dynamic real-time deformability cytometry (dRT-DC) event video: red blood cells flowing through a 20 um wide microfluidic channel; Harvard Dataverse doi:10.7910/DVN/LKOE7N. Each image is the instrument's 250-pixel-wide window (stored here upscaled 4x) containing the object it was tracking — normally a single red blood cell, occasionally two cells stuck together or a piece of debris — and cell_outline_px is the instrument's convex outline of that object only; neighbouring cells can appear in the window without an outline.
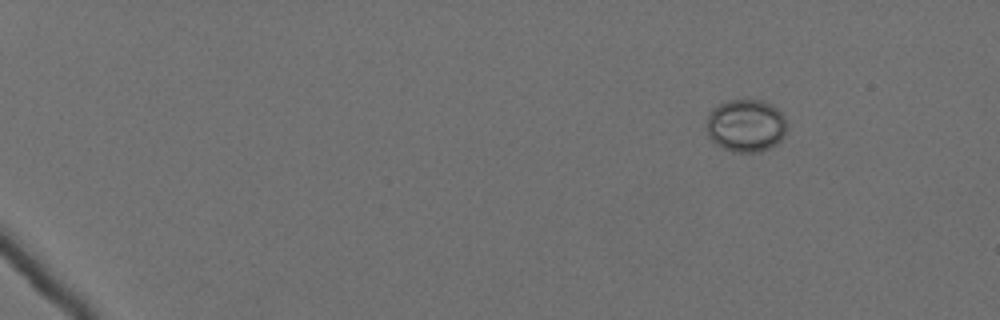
{"species": "Egyptian fruit bat (a non-hibernating species)", "species_latin": "Rousettus aegyptiacus", "temperature_condition": "cold", "stored_images_in_passage": 53, "camera_frame_rate_fps": 3000, "um_per_image_px": 0.085, "animal": {"sex": "female"}, "frame": {"image": 1, "passage_image": 1, "time_ms": 0.0, "image_size_px": [1000, 320], "cell_outline_px": [[788, 128], [784, 136], [776, 144], [760, 152], [736, 152], [724, 148], [716, 144], [708, 136], [708, 112], [712, 108], [728, 100], [764, 100], [772, 104], [784, 116]], "centroid_in_image_um": [63.43, 10.67], "position_along_channel_um": 21.6, "area_um2": 24.74}}
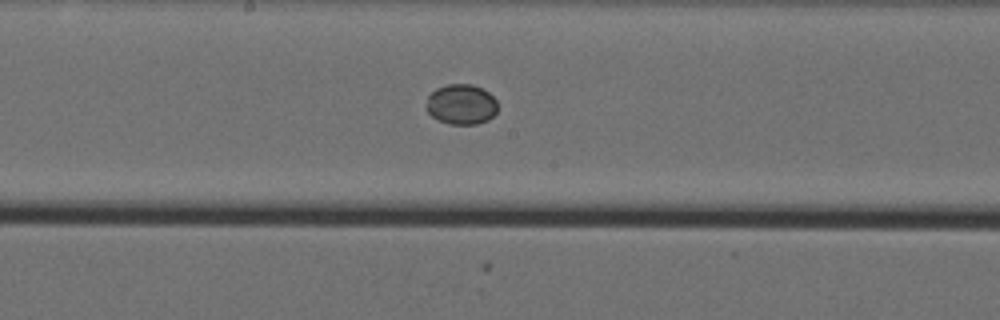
{"frame": {"image": 2, "passage_image": 29, "time_ms": 9.333, "image_size_px": [1000, 320], "cell_outline_px": [[496, 112], [488, 120], [476, 124], [448, 124], [432, 116], [428, 112], [428, 96], [436, 88], [448, 84], [472, 84], [484, 88], [496, 100]], "centroid_in_image_um": [39.23, 8.86], "position_along_channel_um": 209.0, "area_um2": 16.59}}
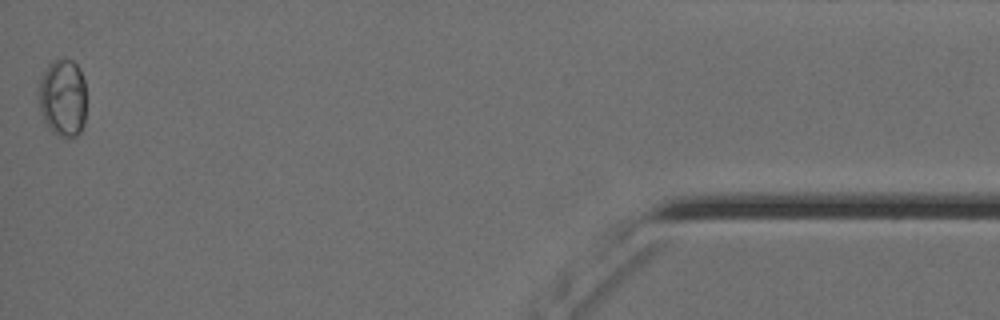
{"frame": {"image": 3, "passage_image": 53, "time_ms": 17.333, "image_size_px": [1000, 320], "cell_outline_px": [[84, 124], [80, 132], [76, 136], [56, 136], [48, 128], [40, 112], [40, 80], [48, 64], [52, 60], [72, 60], [80, 68], [84, 80]], "centroid_in_image_um": [5.33, 8.33], "position_along_channel_um": 429.9, "area_um2": 21.33}}